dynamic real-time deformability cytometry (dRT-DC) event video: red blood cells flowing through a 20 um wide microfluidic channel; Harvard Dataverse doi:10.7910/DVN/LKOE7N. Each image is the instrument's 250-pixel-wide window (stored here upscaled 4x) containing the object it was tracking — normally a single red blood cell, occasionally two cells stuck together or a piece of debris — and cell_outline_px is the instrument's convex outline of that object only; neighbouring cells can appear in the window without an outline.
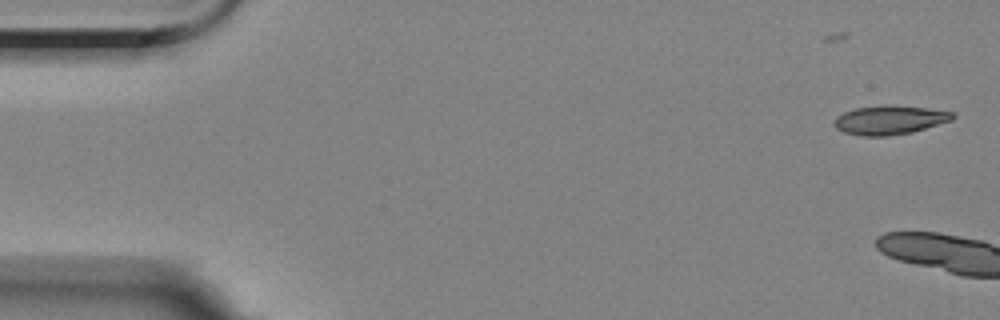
{"species": "Egyptian fruit bat (a non-hibernating species)", "species_latin": "Rousettus aegyptiacus", "temperature_condition": "room temperature", "stored_images_in_passage": 10, "camera_frame_rate_fps": 3000, "um_per_image_px": 0.085, "animal": {"sex": "female"}, "frame": {"image": 1, "passage_image": 2, "time_ms": 1.0, "image_size_px": [1000, 320], "cell_outline_px": [[956, 116], [952, 120], [912, 132], [888, 136], [864, 136], [844, 132], [836, 128], [832, 124], [836, 116], [844, 112], [856, 108], [884, 104], [888, 104], [928, 108], [952, 112]], "centroid_in_image_um": [75.6, 10.19], "position_along_channel_um": 9.4, "area_um2": 20.11}}